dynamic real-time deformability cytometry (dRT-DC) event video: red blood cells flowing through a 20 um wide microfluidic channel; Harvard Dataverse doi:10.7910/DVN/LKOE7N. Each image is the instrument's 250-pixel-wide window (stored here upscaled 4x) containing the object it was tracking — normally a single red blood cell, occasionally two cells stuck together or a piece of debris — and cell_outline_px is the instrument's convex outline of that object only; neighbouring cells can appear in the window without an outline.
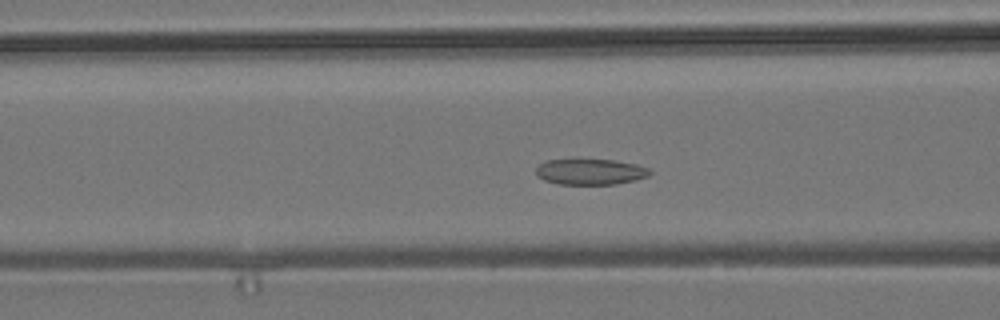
{"species": "common noctule bat (a hibernating species)", "species_latin": "Nyctalus noctula", "temperature_condition": "room temperature", "stored_images_in_passage": 51, "camera_frame_rate_fps": 3000, "um_per_image_px": 0.085, "animal": {"sex": "male", "body_mass_g": 19.2, "forearm_length_mm": 51.8}, "frame": {"image": 1, "passage_image": 18, "time_ms": 5.667, "image_size_px": [1000, 320], "cell_outline_px": [[652, 172], [648, 176], [636, 180], [616, 184], [556, 184], [544, 180], [536, 176], [536, 168], [544, 160], [576, 156], [612, 160], [636, 164], [648, 168]], "centroid_in_image_um": [50.11, 14.55], "position_along_channel_um": 116.5, "area_um2": 18.09}}
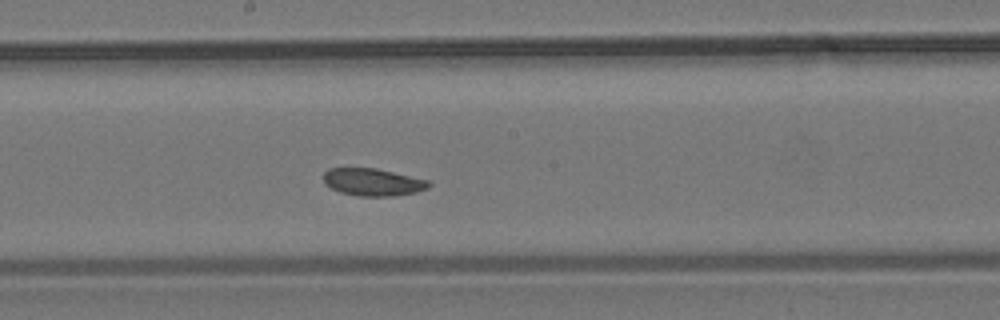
{"frame": {"image": 2, "passage_image": 26, "time_ms": 8.333, "image_size_px": [1000, 320], "cell_outline_px": [[432, 184], [428, 188], [416, 192], [392, 196], [356, 196], [340, 192], [324, 184], [324, 172], [328, 168], [376, 168], [428, 180]], "centroid_in_image_um": [31.68, 15.48], "position_along_channel_um": 216.5, "area_um2": 16.82}}
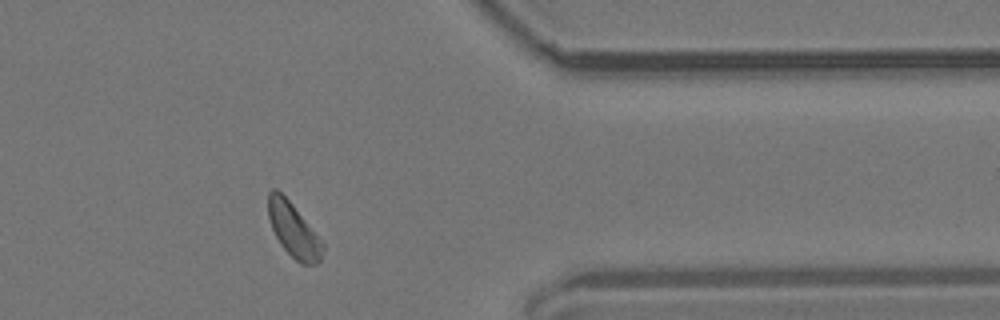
{"frame": {"image": 3, "passage_image": 41, "time_ms": 13.333, "image_size_px": [1000, 320], "cell_outline_px": [[324, 248], [320, 260], [316, 264], [300, 264], [280, 244], [272, 228], [268, 216], [268, 192], [272, 188], [276, 188], [292, 204], [324, 244]], "centroid_in_image_um": [24.93, 19.55], "position_along_channel_um": 386.5, "area_um2": 16.82}, "authors_computed_cell_mechanics": {"area_um2": 17.7446, "velocity_mm_per_s": 3.7441, "shape_relaxation_time_tau1_ms": null, "shape_relaxation_time_tau2_ms": 3.8848, "deformation_change_tau1": null, "deformation_change_tau2": 0.0777}}